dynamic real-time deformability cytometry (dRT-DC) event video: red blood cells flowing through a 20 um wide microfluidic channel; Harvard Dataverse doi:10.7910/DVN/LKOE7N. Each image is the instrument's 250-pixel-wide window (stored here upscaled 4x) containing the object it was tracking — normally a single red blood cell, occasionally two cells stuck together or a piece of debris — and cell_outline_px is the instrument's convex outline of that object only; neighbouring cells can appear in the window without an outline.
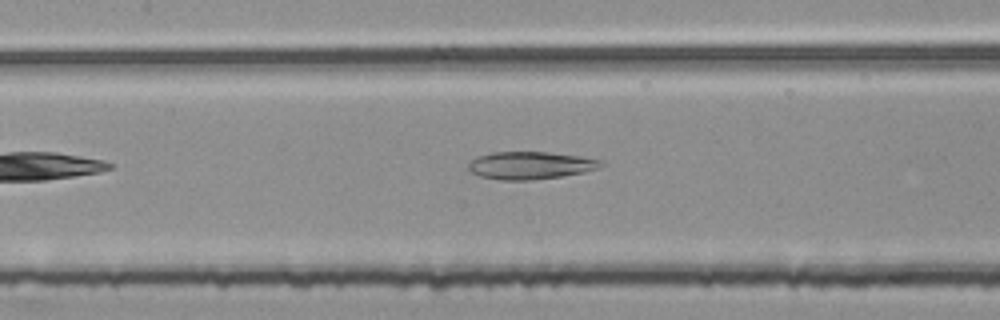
{"species": "common noctule bat (a hibernating species)", "species_latin": "Nyctalus noctula", "temperature_condition": "room temperature", "stored_images_in_passage": 28, "camera_frame_rate_fps": 3000, "um_per_image_px": 0.085, "animal": {"sex": "female", "body_mass_g": 25.1}, "frame": {"image": 1, "passage_image": 8, "time_ms": 2.333, "image_size_px": [1000, 320], "cell_outline_px": [[604, 164], [600, 168], [584, 172], [560, 176], [532, 180], [500, 180], [480, 176], [468, 172], [468, 164], [476, 156], [492, 152], [548, 152], [580, 156], [604, 160]], "centroid_in_image_um": [45.08, 14.05], "position_along_channel_um": 162.3, "area_um2": 21.5}}
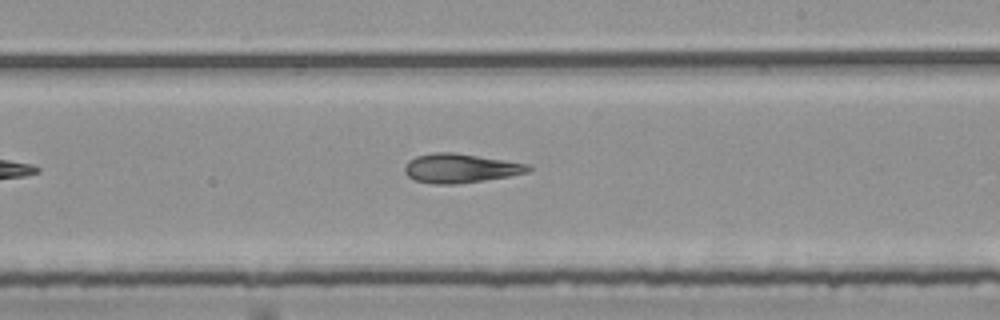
{"frame": {"image": 2, "passage_image": 15, "time_ms": 4.667, "image_size_px": [1000, 320], "cell_outline_px": [[532, 168], [528, 172], [508, 176], [484, 180], [452, 184], [436, 184], [416, 180], [408, 176], [404, 172], [404, 168], [408, 160], [416, 156], [436, 152], [452, 152], [528, 164]], "centroid_in_image_um": [39.1, 14.3], "position_along_channel_um": 249.9, "area_um2": 20.63}}
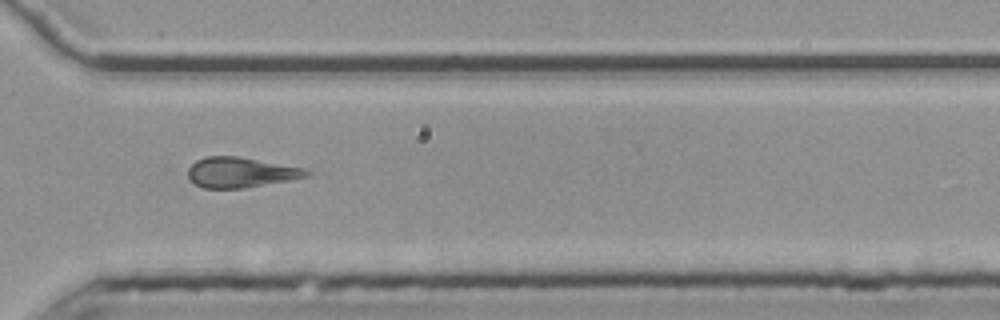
{"frame": {"image": 3, "passage_image": 23, "time_ms": 7.333, "image_size_px": [1000, 320], "cell_outline_px": [[312, 172], [308, 176], [292, 180], [244, 188], [204, 188], [196, 184], [188, 176], [188, 168], [196, 160], [204, 156], [240, 156], [304, 168]], "centroid_in_image_um": [20.48, 14.64], "position_along_channel_um": 350.1, "area_um2": 20.98}}